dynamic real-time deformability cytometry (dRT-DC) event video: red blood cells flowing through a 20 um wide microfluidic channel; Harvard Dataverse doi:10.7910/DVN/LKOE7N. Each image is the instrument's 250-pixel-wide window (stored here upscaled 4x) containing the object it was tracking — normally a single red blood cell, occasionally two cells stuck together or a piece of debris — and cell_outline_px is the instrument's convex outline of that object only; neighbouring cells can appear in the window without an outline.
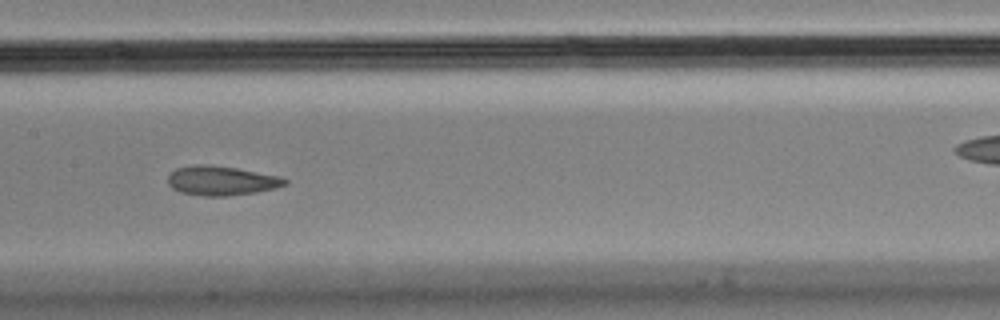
{"species": "Egyptian fruit bat (a non-hibernating species)", "species_latin": "Rousettus aegyptiacus", "temperature_condition": "cold", "stored_images_in_passage": 16, "camera_frame_rate_fps": 3000, "um_per_image_px": 0.085, "animal": {"sex": "male"}, "frame": {"image": 1, "passage_image": 7, "time_ms": 2.0, "image_size_px": [1000, 320], "cell_outline_px": [[288, 184], [276, 188], [256, 192], [224, 196], [204, 196], [180, 192], [172, 188], [168, 184], [168, 176], [176, 168], [192, 164], [208, 164], [236, 168], [280, 176], [288, 180]], "centroid_in_image_um": [18.81, 15.35], "position_along_channel_um": 188.6, "area_um2": 20.11}}
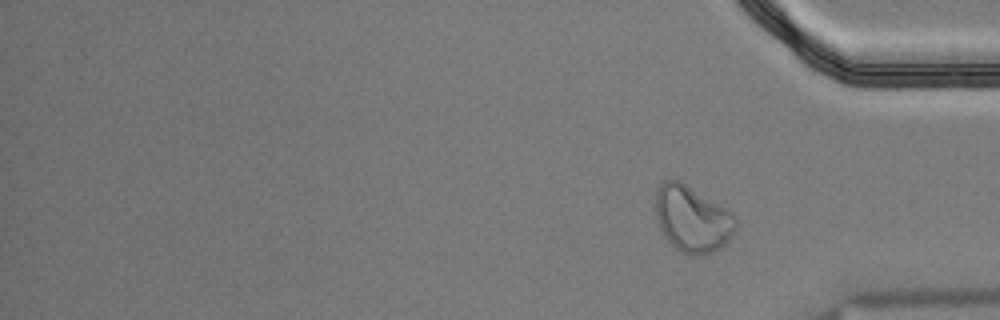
{"frame": {"image": 2, "passage_image": 16, "time_ms": 5.0, "image_size_px": [1000, 320], "cell_outline_px": [[736, 228], [732, 236], [720, 248], [712, 252], [696, 256], [692, 256], [680, 252], [664, 236], [660, 228], [652, 208], [656, 188], [660, 180], [676, 180], [684, 184], [732, 212], [736, 216]], "centroid_in_image_um": [58.78, 18.61], "position_along_channel_um": 376.4, "area_um2": 31.21}}